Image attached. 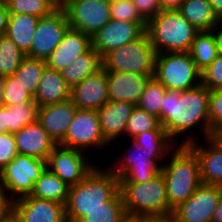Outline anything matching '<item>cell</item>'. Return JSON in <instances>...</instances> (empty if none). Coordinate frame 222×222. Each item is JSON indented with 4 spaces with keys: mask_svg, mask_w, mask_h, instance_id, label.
<instances>
[{
    "mask_svg": "<svg viewBox=\"0 0 222 222\" xmlns=\"http://www.w3.org/2000/svg\"><path fill=\"white\" fill-rule=\"evenodd\" d=\"M140 16L148 22L154 18L160 11L159 0H132Z\"/></svg>",
    "mask_w": 222,
    "mask_h": 222,
    "instance_id": "cell-43",
    "label": "cell"
},
{
    "mask_svg": "<svg viewBox=\"0 0 222 222\" xmlns=\"http://www.w3.org/2000/svg\"><path fill=\"white\" fill-rule=\"evenodd\" d=\"M10 14H28L36 17L50 15L58 8L53 0H5Z\"/></svg>",
    "mask_w": 222,
    "mask_h": 222,
    "instance_id": "cell-35",
    "label": "cell"
},
{
    "mask_svg": "<svg viewBox=\"0 0 222 222\" xmlns=\"http://www.w3.org/2000/svg\"><path fill=\"white\" fill-rule=\"evenodd\" d=\"M76 111L77 108L70 99L40 106L38 109V122L56 144H58L65 137Z\"/></svg>",
    "mask_w": 222,
    "mask_h": 222,
    "instance_id": "cell-21",
    "label": "cell"
},
{
    "mask_svg": "<svg viewBox=\"0 0 222 222\" xmlns=\"http://www.w3.org/2000/svg\"><path fill=\"white\" fill-rule=\"evenodd\" d=\"M70 186L47 168L34 183L30 196L66 204Z\"/></svg>",
    "mask_w": 222,
    "mask_h": 222,
    "instance_id": "cell-29",
    "label": "cell"
},
{
    "mask_svg": "<svg viewBox=\"0 0 222 222\" xmlns=\"http://www.w3.org/2000/svg\"><path fill=\"white\" fill-rule=\"evenodd\" d=\"M135 106L127 101H108L97 110L101 133L110 147L112 146L111 150L113 146L116 148V141L124 139L127 121Z\"/></svg>",
    "mask_w": 222,
    "mask_h": 222,
    "instance_id": "cell-18",
    "label": "cell"
},
{
    "mask_svg": "<svg viewBox=\"0 0 222 222\" xmlns=\"http://www.w3.org/2000/svg\"><path fill=\"white\" fill-rule=\"evenodd\" d=\"M132 140L148 152H171L177 146L161 124L155 130L145 131Z\"/></svg>",
    "mask_w": 222,
    "mask_h": 222,
    "instance_id": "cell-33",
    "label": "cell"
},
{
    "mask_svg": "<svg viewBox=\"0 0 222 222\" xmlns=\"http://www.w3.org/2000/svg\"><path fill=\"white\" fill-rule=\"evenodd\" d=\"M159 125V119L155 115L135 106L127 121L124 138L133 139L145 131L155 130Z\"/></svg>",
    "mask_w": 222,
    "mask_h": 222,
    "instance_id": "cell-37",
    "label": "cell"
},
{
    "mask_svg": "<svg viewBox=\"0 0 222 222\" xmlns=\"http://www.w3.org/2000/svg\"><path fill=\"white\" fill-rule=\"evenodd\" d=\"M4 104L14 106L24 102H34L33 96L13 76L4 77Z\"/></svg>",
    "mask_w": 222,
    "mask_h": 222,
    "instance_id": "cell-38",
    "label": "cell"
},
{
    "mask_svg": "<svg viewBox=\"0 0 222 222\" xmlns=\"http://www.w3.org/2000/svg\"><path fill=\"white\" fill-rule=\"evenodd\" d=\"M167 89L154 77L146 83L143 93L136 104L139 108L155 115L160 122V105Z\"/></svg>",
    "mask_w": 222,
    "mask_h": 222,
    "instance_id": "cell-36",
    "label": "cell"
},
{
    "mask_svg": "<svg viewBox=\"0 0 222 222\" xmlns=\"http://www.w3.org/2000/svg\"><path fill=\"white\" fill-rule=\"evenodd\" d=\"M46 169V160L28 155L17 154L0 171V186L14 201L30 195L34 183Z\"/></svg>",
    "mask_w": 222,
    "mask_h": 222,
    "instance_id": "cell-9",
    "label": "cell"
},
{
    "mask_svg": "<svg viewBox=\"0 0 222 222\" xmlns=\"http://www.w3.org/2000/svg\"><path fill=\"white\" fill-rule=\"evenodd\" d=\"M201 83L210 90L222 89V54L219 53L215 60L201 72Z\"/></svg>",
    "mask_w": 222,
    "mask_h": 222,
    "instance_id": "cell-41",
    "label": "cell"
},
{
    "mask_svg": "<svg viewBox=\"0 0 222 222\" xmlns=\"http://www.w3.org/2000/svg\"><path fill=\"white\" fill-rule=\"evenodd\" d=\"M209 95L210 89L202 83L184 91H166L160 105V124L177 145L210 137Z\"/></svg>",
    "mask_w": 222,
    "mask_h": 222,
    "instance_id": "cell-1",
    "label": "cell"
},
{
    "mask_svg": "<svg viewBox=\"0 0 222 222\" xmlns=\"http://www.w3.org/2000/svg\"><path fill=\"white\" fill-rule=\"evenodd\" d=\"M187 146L199 161L202 184L222 186V146L212 136Z\"/></svg>",
    "mask_w": 222,
    "mask_h": 222,
    "instance_id": "cell-19",
    "label": "cell"
},
{
    "mask_svg": "<svg viewBox=\"0 0 222 222\" xmlns=\"http://www.w3.org/2000/svg\"><path fill=\"white\" fill-rule=\"evenodd\" d=\"M213 32L216 36L218 43L219 53L222 54V21H219L217 25L213 28Z\"/></svg>",
    "mask_w": 222,
    "mask_h": 222,
    "instance_id": "cell-47",
    "label": "cell"
},
{
    "mask_svg": "<svg viewBox=\"0 0 222 222\" xmlns=\"http://www.w3.org/2000/svg\"><path fill=\"white\" fill-rule=\"evenodd\" d=\"M61 8L70 28L90 37L111 20L109 0H68Z\"/></svg>",
    "mask_w": 222,
    "mask_h": 222,
    "instance_id": "cell-12",
    "label": "cell"
},
{
    "mask_svg": "<svg viewBox=\"0 0 222 222\" xmlns=\"http://www.w3.org/2000/svg\"><path fill=\"white\" fill-rule=\"evenodd\" d=\"M138 222H172L171 217H146L138 218Z\"/></svg>",
    "mask_w": 222,
    "mask_h": 222,
    "instance_id": "cell-50",
    "label": "cell"
},
{
    "mask_svg": "<svg viewBox=\"0 0 222 222\" xmlns=\"http://www.w3.org/2000/svg\"><path fill=\"white\" fill-rule=\"evenodd\" d=\"M129 141L126 148L122 147V152L118 149V157L110 158L111 161L115 159L112 164L107 165L119 178V183L145 182L160 174L170 152H148L133 140Z\"/></svg>",
    "mask_w": 222,
    "mask_h": 222,
    "instance_id": "cell-6",
    "label": "cell"
},
{
    "mask_svg": "<svg viewBox=\"0 0 222 222\" xmlns=\"http://www.w3.org/2000/svg\"><path fill=\"white\" fill-rule=\"evenodd\" d=\"M107 72L101 68L72 87L70 100L77 109L97 111L109 101Z\"/></svg>",
    "mask_w": 222,
    "mask_h": 222,
    "instance_id": "cell-17",
    "label": "cell"
},
{
    "mask_svg": "<svg viewBox=\"0 0 222 222\" xmlns=\"http://www.w3.org/2000/svg\"><path fill=\"white\" fill-rule=\"evenodd\" d=\"M185 0H159L161 10H178Z\"/></svg>",
    "mask_w": 222,
    "mask_h": 222,
    "instance_id": "cell-46",
    "label": "cell"
},
{
    "mask_svg": "<svg viewBox=\"0 0 222 222\" xmlns=\"http://www.w3.org/2000/svg\"><path fill=\"white\" fill-rule=\"evenodd\" d=\"M18 154L14 134L0 133V171Z\"/></svg>",
    "mask_w": 222,
    "mask_h": 222,
    "instance_id": "cell-42",
    "label": "cell"
},
{
    "mask_svg": "<svg viewBox=\"0 0 222 222\" xmlns=\"http://www.w3.org/2000/svg\"><path fill=\"white\" fill-rule=\"evenodd\" d=\"M147 23L110 20L91 37V47L102 57L139 38L146 31Z\"/></svg>",
    "mask_w": 222,
    "mask_h": 222,
    "instance_id": "cell-15",
    "label": "cell"
},
{
    "mask_svg": "<svg viewBox=\"0 0 222 222\" xmlns=\"http://www.w3.org/2000/svg\"><path fill=\"white\" fill-rule=\"evenodd\" d=\"M91 47V37L81 31L69 28L62 41L45 60L49 69L61 72Z\"/></svg>",
    "mask_w": 222,
    "mask_h": 222,
    "instance_id": "cell-20",
    "label": "cell"
},
{
    "mask_svg": "<svg viewBox=\"0 0 222 222\" xmlns=\"http://www.w3.org/2000/svg\"><path fill=\"white\" fill-rule=\"evenodd\" d=\"M178 11L198 31H210L220 21L209 0H185Z\"/></svg>",
    "mask_w": 222,
    "mask_h": 222,
    "instance_id": "cell-28",
    "label": "cell"
},
{
    "mask_svg": "<svg viewBox=\"0 0 222 222\" xmlns=\"http://www.w3.org/2000/svg\"><path fill=\"white\" fill-rule=\"evenodd\" d=\"M154 78L167 90L184 91L201 83V72L189 52L156 55Z\"/></svg>",
    "mask_w": 222,
    "mask_h": 222,
    "instance_id": "cell-8",
    "label": "cell"
},
{
    "mask_svg": "<svg viewBox=\"0 0 222 222\" xmlns=\"http://www.w3.org/2000/svg\"><path fill=\"white\" fill-rule=\"evenodd\" d=\"M162 165L168 198V217L202 184L199 161L187 145H177Z\"/></svg>",
    "mask_w": 222,
    "mask_h": 222,
    "instance_id": "cell-3",
    "label": "cell"
},
{
    "mask_svg": "<svg viewBox=\"0 0 222 222\" xmlns=\"http://www.w3.org/2000/svg\"><path fill=\"white\" fill-rule=\"evenodd\" d=\"M26 55L5 34H0V76H10Z\"/></svg>",
    "mask_w": 222,
    "mask_h": 222,
    "instance_id": "cell-34",
    "label": "cell"
},
{
    "mask_svg": "<svg viewBox=\"0 0 222 222\" xmlns=\"http://www.w3.org/2000/svg\"><path fill=\"white\" fill-rule=\"evenodd\" d=\"M9 15L5 0H0V34H4L7 29Z\"/></svg>",
    "mask_w": 222,
    "mask_h": 222,
    "instance_id": "cell-45",
    "label": "cell"
},
{
    "mask_svg": "<svg viewBox=\"0 0 222 222\" xmlns=\"http://www.w3.org/2000/svg\"><path fill=\"white\" fill-rule=\"evenodd\" d=\"M13 214L20 222H67L64 204L30 195L14 200Z\"/></svg>",
    "mask_w": 222,
    "mask_h": 222,
    "instance_id": "cell-16",
    "label": "cell"
},
{
    "mask_svg": "<svg viewBox=\"0 0 222 222\" xmlns=\"http://www.w3.org/2000/svg\"><path fill=\"white\" fill-rule=\"evenodd\" d=\"M39 17L28 14H10L5 35L26 54L32 45Z\"/></svg>",
    "mask_w": 222,
    "mask_h": 222,
    "instance_id": "cell-26",
    "label": "cell"
},
{
    "mask_svg": "<svg viewBox=\"0 0 222 222\" xmlns=\"http://www.w3.org/2000/svg\"><path fill=\"white\" fill-rule=\"evenodd\" d=\"M101 68L102 57L90 47L85 53L76 58L73 63L64 68L61 71V75L71 89Z\"/></svg>",
    "mask_w": 222,
    "mask_h": 222,
    "instance_id": "cell-27",
    "label": "cell"
},
{
    "mask_svg": "<svg viewBox=\"0 0 222 222\" xmlns=\"http://www.w3.org/2000/svg\"><path fill=\"white\" fill-rule=\"evenodd\" d=\"M209 2L212 5L214 14L222 21V0H209Z\"/></svg>",
    "mask_w": 222,
    "mask_h": 222,
    "instance_id": "cell-49",
    "label": "cell"
},
{
    "mask_svg": "<svg viewBox=\"0 0 222 222\" xmlns=\"http://www.w3.org/2000/svg\"><path fill=\"white\" fill-rule=\"evenodd\" d=\"M58 7H61L68 0H53Z\"/></svg>",
    "mask_w": 222,
    "mask_h": 222,
    "instance_id": "cell-55",
    "label": "cell"
},
{
    "mask_svg": "<svg viewBox=\"0 0 222 222\" xmlns=\"http://www.w3.org/2000/svg\"><path fill=\"white\" fill-rule=\"evenodd\" d=\"M212 137L222 146V129L216 131Z\"/></svg>",
    "mask_w": 222,
    "mask_h": 222,
    "instance_id": "cell-52",
    "label": "cell"
},
{
    "mask_svg": "<svg viewBox=\"0 0 222 222\" xmlns=\"http://www.w3.org/2000/svg\"><path fill=\"white\" fill-rule=\"evenodd\" d=\"M3 92H4V76H0V108L5 106Z\"/></svg>",
    "mask_w": 222,
    "mask_h": 222,
    "instance_id": "cell-51",
    "label": "cell"
},
{
    "mask_svg": "<svg viewBox=\"0 0 222 222\" xmlns=\"http://www.w3.org/2000/svg\"><path fill=\"white\" fill-rule=\"evenodd\" d=\"M149 79L147 75L132 72H107L109 101H127L136 105Z\"/></svg>",
    "mask_w": 222,
    "mask_h": 222,
    "instance_id": "cell-23",
    "label": "cell"
},
{
    "mask_svg": "<svg viewBox=\"0 0 222 222\" xmlns=\"http://www.w3.org/2000/svg\"><path fill=\"white\" fill-rule=\"evenodd\" d=\"M39 107L35 102H24L0 108V133L15 134L25 126L38 121Z\"/></svg>",
    "mask_w": 222,
    "mask_h": 222,
    "instance_id": "cell-25",
    "label": "cell"
},
{
    "mask_svg": "<svg viewBox=\"0 0 222 222\" xmlns=\"http://www.w3.org/2000/svg\"><path fill=\"white\" fill-rule=\"evenodd\" d=\"M149 40L157 54L189 52L199 32L178 10H161L146 25Z\"/></svg>",
    "mask_w": 222,
    "mask_h": 222,
    "instance_id": "cell-4",
    "label": "cell"
},
{
    "mask_svg": "<svg viewBox=\"0 0 222 222\" xmlns=\"http://www.w3.org/2000/svg\"><path fill=\"white\" fill-rule=\"evenodd\" d=\"M18 154L47 160L57 145L37 121L14 134Z\"/></svg>",
    "mask_w": 222,
    "mask_h": 222,
    "instance_id": "cell-22",
    "label": "cell"
},
{
    "mask_svg": "<svg viewBox=\"0 0 222 222\" xmlns=\"http://www.w3.org/2000/svg\"><path fill=\"white\" fill-rule=\"evenodd\" d=\"M99 165L97 163L81 182L69 188L65 204L67 222H78L87 212L104 206V202L119 192V178L106 165Z\"/></svg>",
    "mask_w": 222,
    "mask_h": 222,
    "instance_id": "cell-2",
    "label": "cell"
},
{
    "mask_svg": "<svg viewBox=\"0 0 222 222\" xmlns=\"http://www.w3.org/2000/svg\"><path fill=\"white\" fill-rule=\"evenodd\" d=\"M110 19L129 21L132 23H147L139 14L132 0H109Z\"/></svg>",
    "mask_w": 222,
    "mask_h": 222,
    "instance_id": "cell-39",
    "label": "cell"
},
{
    "mask_svg": "<svg viewBox=\"0 0 222 222\" xmlns=\"http://www.w3.org/2000/svg\"><path fill=\"white\" fill-rule=\"evenodd\" d=\"M122 222H138V217L127 216L126 218L123 219Z\"/></svg>",
    "mask_w": 222,
    "mask_h": 222,
    "instance_id": "cell-53",
    "label": "cell"
},
{
    "mask_svg": "<svg viewBox=\"0 0 222 222\" xmlns=\"http://www.w3.org/2000/svg\"><path fill=\"white\" fill-rule=\"evenodd\" d=\"M126 217L119 191L110 201L104 202V206L87 212L78 222H122Z\"/></svg>",
    "mask_w": 222,
    "mask_h": 222,
    "instance_id": "cell-32",
    "label": "cell"
},
{
    "mask_svg": "<svg viewBox=\"0 0 222 222\" xmlns=\"http://www.w3.org/2000/svg\"><path fill=\"white\" fill-rule=\"evenodd\" d=\"M58 144L86 153L91 152V150L92 152L93 150L95 152L109 150V144L101 133L98 113L94 110L77 109L65 137Z\"/></svg>",
    "mask_w": 222,
    "mask_h": 222,
    "instance_id": "cell-10",
    "label": "cell"
},
{
    "mask_svg": "<svg viewBox=\"0 0 222 222\" xmlns=\"http://www.w3.org/2000/svg\"><path fill=\"white\" fill-rule=\"evenodd\" d=\"M70 90L62 78L61 72L46 68L39 80L33 99L38 107L55 104L70 99Z\"/></svg>",
    "mask_w": 222,
    "mask_h": 222,
    "instance_id": "cell-24",
    "label": "cell"
},
{
    "mask_svg": "<svg viewBox=\"0 0 222 222\" xmlns=\"http://www.w3.org/2000/svg\"><path fill=\"white\" fill-rule=\"evenodd\" d=\"M221 194L222 186L201 184L172 211V222H210Z\"/></svg>",
    "mask_w": 222,
    "mask_h": 222,
    "instance_id": "cell-14",
    "label": "cell"
},
{
    "mask_svg": "<svg viewBox=\"0 0 222 222\" xmlns=\"http://www.w3.org/2000/svg\"><path fill=\"white\" fill-rule=\"evenodd\" d=\"M125 213L130 217H168V198L162 173L149 181L119 183Z\"/></svg>",
    "mask_w": 222,
    "mask_h": 222,
    "instance_id": "cell-5",
    "label": "cell"
},
{
    "mask_svg": "<svg viewBox=\"0 0 222 222\" xmlns=\"http://www.w3.org/2000/svg\"><path fill=\"white\" fill-rule=\"evenodd\" d=\"M5 222H20L14 214H12Z\"/></svg>",
    "mask_w": 222,
    "mask_h": 222,
    "instance_id": "cell-54",
    "label": "cell"
},
{
    "mask_svg": "<svg viewBox=\"0 0 222 222\" xmlns=\"http://www.w3.org/2000/svg\"><path fill=\"white\" fill-rule=\"evenodd\" d=\"M208 116L211 137L216 131L222 129V89L210 90Z\"/></svg>",
    "mask_w": 222,
    "mask_h": 222,
    "instance_id": "cell-40",
    "label": "cell"
},
{
    "mask_svg": "<svg viewBox=\"0 0 222 222\" xmlns=\"http://www.w3.org/2000/svg\"><path fill=\"white\" fill-rule=\"evenodd\" d=\"M196 68L204 71L219 54L218 43L213 30L199 31L189 51Z\"/></svg>",
    "mask_w": 222,
    "mask_h": 222,
    "instance_id": "cell-30",
    "label": "cell"
},
{
    "mask_svg": "<svg viewBox=\"0 0 222 222\" xmlns=\"http://www.w3.org/2000/svg\"><path fill=\"white\" fill-rule=\"evenodd\" d=\"M89 156L81 150L57 144L46 160V168L71 187L81 182L97 165V160L93 161Z\"/></svg>",
    "mask_w": 222,
    "mask_h": 222,
    "instance_id": "cell-11",
    "label": "cell"
},
{
    "mask_svg": "<svg viewBox=\"0 0 222 222\" xmlns=\"http://www.w3.org/2000/svg\"><path fill=\"white\" fill-rule=\"evenodd\" d=\"M210 222H222V194Z\"/></svg>",
    "mask_w": 222,
    "mask_h": 222,
    "instance_id": "cell-48",
    "label": "cell"
},
{
    "mask_svg": "<svg viewBox=\"0 0 222 222\" xmlns=\"http://www.w3.org/2000/svg\"><path fill=\"white\" fill-rule=\"evenodd\" d=\"M13 202L0 186V222H5L13 214Z\"/></svg>",
    "mask_w": 222,
    "mask_h": 222,
    "instance_id": "cell-44",
    "label": "cell"
},
{
    "mask_svg": "<svg viewBox=\"0 0 222 222\" xmlns=\"http://www.w3.org/2000/svg\"><path fill=\"white\" fill-rule=\"evenodd\" d=\"M69 28L66 14L61 7L50 15L39 18L33 42L30 50L25 54L26 57L46 60L62 41Z\"/></svg>",
    "mask_w": 222,
    "mask_h": 222,
    "instance_id": "cell-13",
    "label": "cell"
},
{
    "mask_svg": "<svg viewBox=\"0 0 222 222\" xmlns=\"http://www.w3.org/2000/svg\"><path fill=\"white\" fill-rule=\"evenodd\" d=\"M46 68L45 60L25 57L12 75L34 97L39 80Z\"/></svg>",
    "mask_w": 222,
    "mask_h": 222,
    "instance_id": "cell-31",
    "label": "cell"
},
{
    "mask_svg": "<svg viewBox=\"0 0 222 222\" xmlns=\"http://www.w3.org/2000/svg\"><path fill=\"white\" fill-rule=\"evenodd\" d=\"M156 55L145 31L139 38L103 55L102 68L106 72H132L153 78Z\"/></svg>",
    "mask_w": 222,
    "mask_h": 222,
    "instance_id": "cell-7",
    "label": "cell"
}]
</instances>
